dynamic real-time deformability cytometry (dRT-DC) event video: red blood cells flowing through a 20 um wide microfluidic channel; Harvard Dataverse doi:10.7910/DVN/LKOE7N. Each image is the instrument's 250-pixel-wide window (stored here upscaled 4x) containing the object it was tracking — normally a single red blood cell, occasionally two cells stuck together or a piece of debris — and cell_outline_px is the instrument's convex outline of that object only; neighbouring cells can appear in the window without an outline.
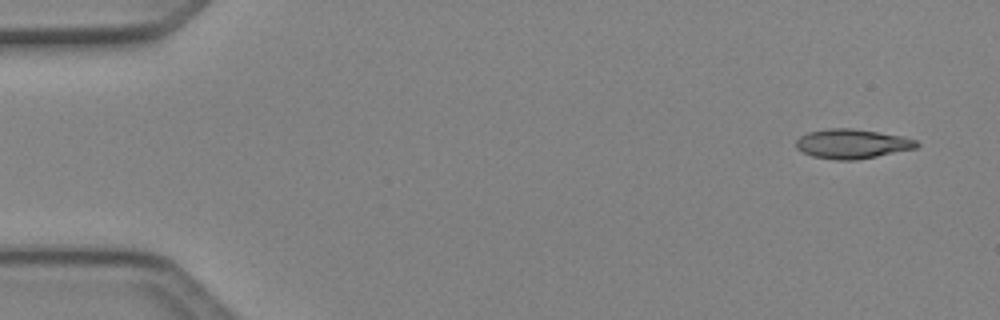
{"species": "Egyptian fruit bat (a non-hibernating species)", "species_latin": "Rousettus aegyptiacus", "temperature_condition": "cold", "stored_images_in_passage": 4, "camera_frame_rate_fps": 3000, "um_per_image_px": 0.085, "animal": {"sex": "female"}, "frame": {"image": 1, "passage_image": 1, "time_ms": 0.0, "image_size_px": [1000, 320], "cell_outline_px": [[920, 144], [916, 148], [856, 160], [836, 160], [812, 156], [796, 148], [796, 140], [800, 136], [808, 132], [828, 128], [852, 128], [900, 136], [916, 140]], "centroid_in_image_um": [72.4, 12.22], "position_along_channel_um": 12.6, "area_um2": 20.52}}
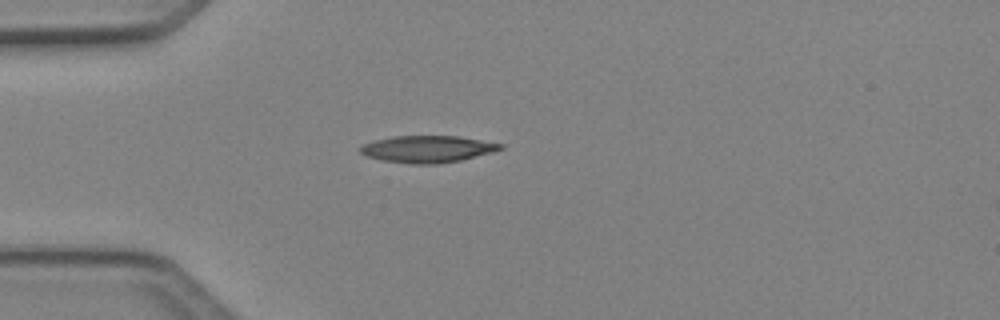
{"frame": {"image": 2, "passage_image": 4, "time_ms": 1.0, "image_size_px": [1000, 320], "cell_outline_px": [[504, 148], [492, 152], [460, 160], [436, 164], [416, 164], [384, 160], [368, 156], [360, 152], [360, 148], [364, 144], [372, 140], [392, 136], [460, 136], [504, 144]], "centroid_in_image_um": [36.36, 12.65], "position_along_channel_um": 48.6, "area_um2": 21.79}}